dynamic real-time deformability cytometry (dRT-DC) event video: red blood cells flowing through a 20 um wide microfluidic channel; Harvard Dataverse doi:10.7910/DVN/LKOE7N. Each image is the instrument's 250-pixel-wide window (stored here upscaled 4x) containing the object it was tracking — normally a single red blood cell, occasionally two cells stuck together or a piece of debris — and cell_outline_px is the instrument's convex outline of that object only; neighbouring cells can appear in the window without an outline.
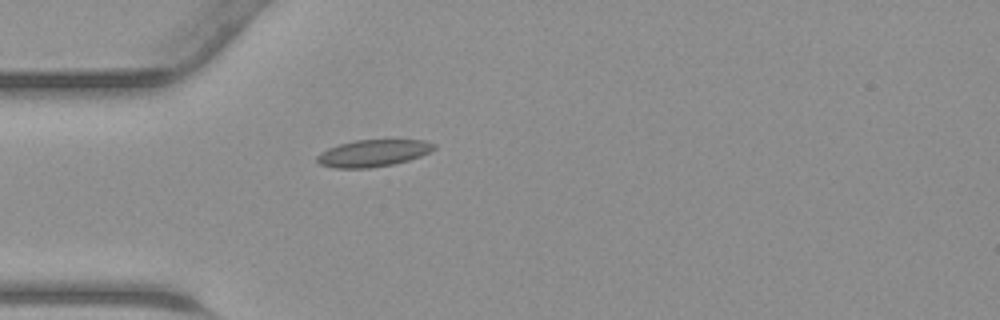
{"species": "common noctule bat (a hibernating species)", "species_latin": "Nyctalus noctula", "temperature_condition": "warm", "stored_images_in_passage": 33, "camera_frame_rate_fps": 3000, "um_per_image_px": 0.085, "animal": {"sex": "male", "body_mass_g": 23.1, "forearm_length_mm": 52.7}, "frame": {"image": 1, "passage_image": 1, "time_ms": 0.0, "image_size_px": [1000, 320], "cell_outline_px": [[436, 148], [420, 156], [408, 160], [392, 164], [368, 168], [336, 168], [320, 164], [316, 160], [316, 156], [320, 152], [328, 148], [340, 144], [356, 140], [424, 140], [436, 144]], "centroid_in_image_um": [31.7, 13.01], "position_along_channel_um": 53.3, "area_um2": 18.21}}
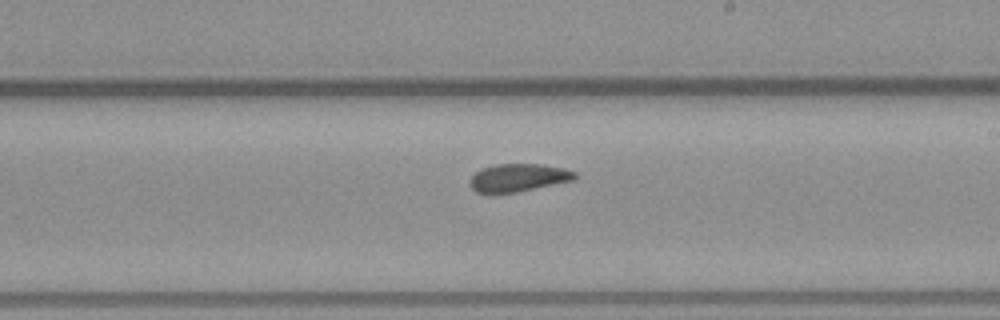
{"frame": {"image": 2, "passage_image": 14, "time_ms": 4.333, "image_size_px": [1000, 320], "cell_outline_px": [[576, 176], [572, 180], [516, 192], [476, 192], [468, 184], [468, 180], [480, 168], [496, 164], [540, 164], [564, 168], [576, 172]], "centroid_in_image_um": [44.01, 15.08], "position_along_channel_um": 245.0, "area_um2": 16.82}}
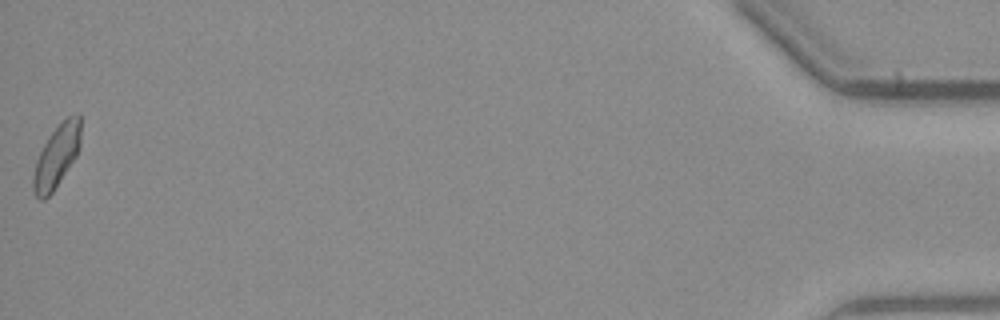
{"frame": {"image": 3, "passage_image": 33, "time_ms": 10.667, "image_size_px": [1000, 320], "cell_outline_px": [[80, 148], [76, 156], [52, 192], [44, 200], [40, 200], [36, 196], [32, 188], [32, 180], [36, 160], [44, 144], [52, 132], [68, 116], [80, 112]], "centroid_in_image_um": [4.81, 13.29], "position_along_channel_um": 430.4, "area_um2": 17.05}}